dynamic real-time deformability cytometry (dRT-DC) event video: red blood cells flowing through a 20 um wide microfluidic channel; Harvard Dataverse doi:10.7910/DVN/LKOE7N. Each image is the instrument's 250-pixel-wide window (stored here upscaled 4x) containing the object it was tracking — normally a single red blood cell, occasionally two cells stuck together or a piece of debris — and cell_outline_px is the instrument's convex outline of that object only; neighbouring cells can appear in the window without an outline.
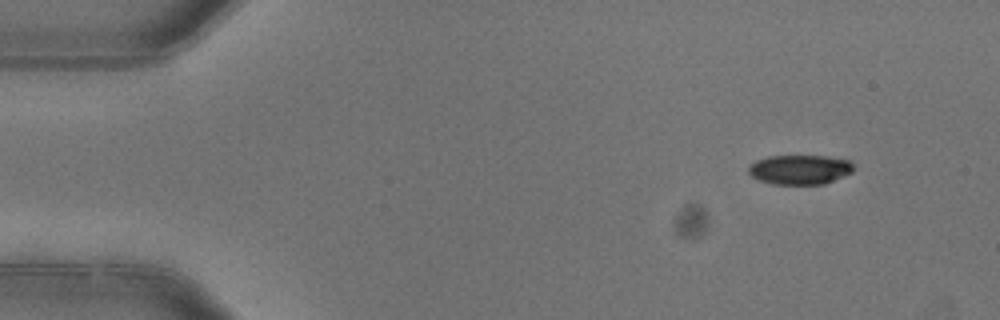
{"species": "common noctule bat (a hibernating species)", "species_latin": "Nyctalus noctula", "temperature_condition": "warm", "stored_images_in_passage": 6, "camera_frame_rate_fps": 3000, "um_per_image_px": 0.085, "animal": {"sex": "female"}, "frame": {"image": 1, "passage_image": 1, "time_ms": 0.0, "image_size_px": [1000, 320], "cell_outline_px": [[852, 172], [824, 184], [772, 184], [760, 180], [752, 176], [748, 172], [748, 168], [756, 160], [768, 156], [828, 156], [848, 160], [852, 164]], "centroid_in_image_um": [67.97, 14.41], "position_along_channel_um": 17.0, "area_um2": 17.92}}
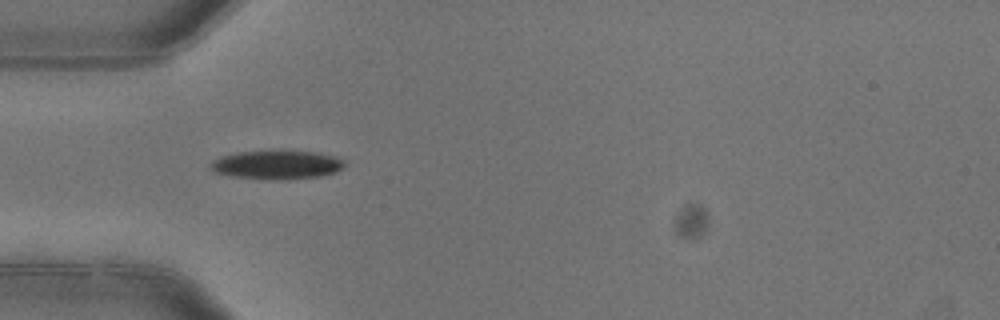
{"frame": {"image": 2, "passage_image": 4, "time_ms": 1.0, "image_size_px": [1000, 320], "cell_outline_px": [[344, 164], [336, 172], [320, 176], [288, 180], [272, 180], [236, 176], [216, 172], [208, 168], [208, 164], [212, 160], [220, 156], [240, 152], [320, 152], [336, 156], [344, 160]], "centroid_in_image_um": [23.53, 14.02], "position_along_channel_um": 61.5, "area_um2": 22.2}}